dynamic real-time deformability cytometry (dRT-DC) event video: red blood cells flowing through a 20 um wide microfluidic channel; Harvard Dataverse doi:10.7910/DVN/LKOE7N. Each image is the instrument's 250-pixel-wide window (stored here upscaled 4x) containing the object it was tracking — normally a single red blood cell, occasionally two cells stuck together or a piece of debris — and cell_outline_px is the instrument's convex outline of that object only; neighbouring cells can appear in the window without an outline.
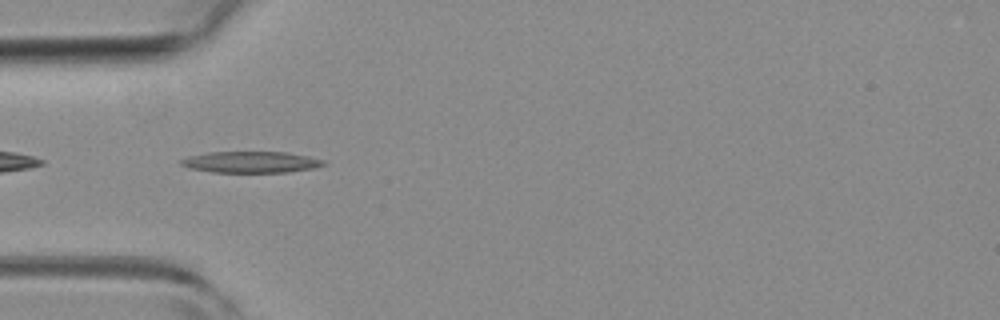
{"species": "common noctule bat (a hibernating species)", "species_latin": "Nyctalus noctula", "temperature_condition": "room temperature", "stored_images_in_passage": 38, "camera_frame_rate_fps": 3000, "um_per_image_px": 0.085, "animal": {"sex": "female", "body_mass_g": 19.3, "forearm_length_mm": 54.1}, "frame": {"image": 1, "passage_image": 2, "time_ms": 0.333, "image_size_px": [1000, 320], "cell_outline_px": [[328, 164], [316, 168], [288, 172], [212, 172], [188, 168], [180, 164], [180, 160], [188, 156], [208, 152], [288, 152], [308, 156], [324, 160]], "centroid_in_image_um": [21.36, 13.78], "position_along_channel_um": 63.6, "area_um2": 17.86}}
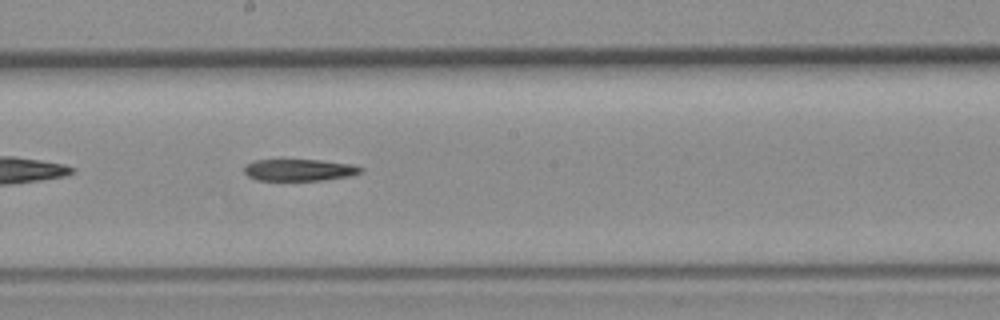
{"frame": {"image": 2, "passage_image": 14, "time_ms": 4.333, "image_size_px": [1000, 320], "cell_outline_px": [[364, 172], [352, 176], [324, 180], [256, 180], [248, 176], [244, 172], [244, 164], [252, 160], [320, 160], [352, 164], [364, 168]], "centroid_in_image_um": [25.46, 14.45], "position_along_channel_um": 222.7, "area_um2": 15.03}}
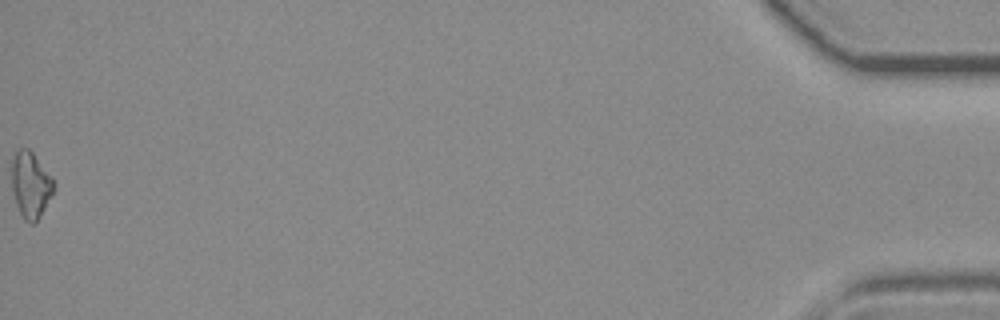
{"frame": {"image": 3, "passage_image": 38, "time_ms": 12.333, "image_size_px": [1000, 320], "cell_outline_px": [[56, 188], [44, 208], [36, 220], [32, 224], [28, 224], [24, 220], [16, 204], [12, 192], [12, 156], [20, 148], [28, 148], [32, 152], [52, 176], [56, 184]], "centroid_in_image_um": [2.61, 15.7], "position_along_channel_um": 432.6, "area_um2": 16.24}}